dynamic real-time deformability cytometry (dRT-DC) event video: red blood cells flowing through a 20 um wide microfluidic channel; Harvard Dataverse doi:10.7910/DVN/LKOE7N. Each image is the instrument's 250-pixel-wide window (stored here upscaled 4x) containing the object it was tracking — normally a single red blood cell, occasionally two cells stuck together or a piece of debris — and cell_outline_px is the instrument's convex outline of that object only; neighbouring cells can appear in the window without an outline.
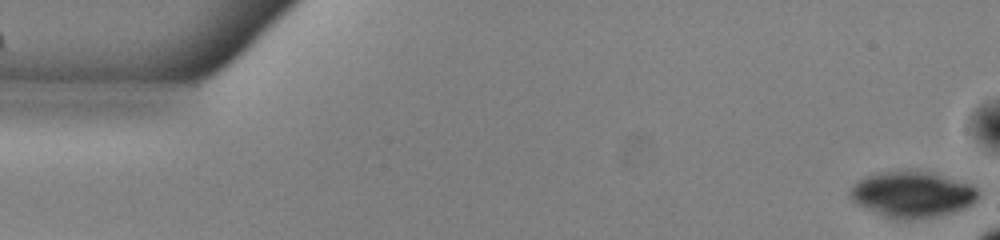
{"species": "common noctule bat (a hibernating species)", "species_latin": "Nyctalus noctula", "temperature_condition": "warm", "stored_images_in_passage": 19, "camera_frame_rate_fps": 3000, "um_per_image_px": 0.085, "animal": {"sex": "male", "body_mass_g": 13.0, "forearm_length_mm": 53.1}, "frame": {"image": 1, "passage_image": 1, "time_ms": 0.0, "image_size_px": [1000, 240], "cell_outline_px": [[972, 196], [968, 200], [956, 204], [940, 208], [916, 212], [892, 208], [868, 200], [860, 196], [860, 188], [864, 184], [876, 180], [932, 180], [964, 188], [972, 192]], "centroid_in_image_um": [77.7, 16.52], "position_along_channel_um": 7.3, "area_um2": 19.19}}
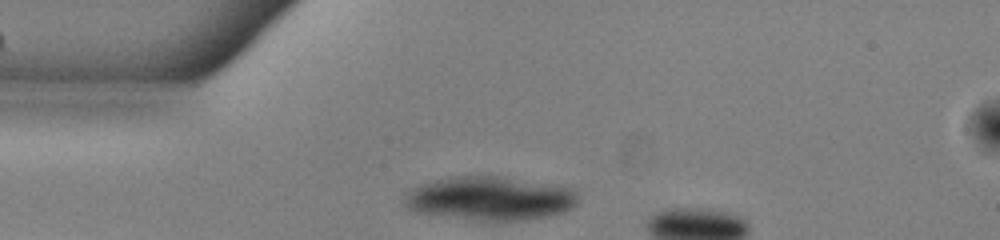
{"frame": {"image": 2, "passage_image": 13, "time_ms": 4.0, "image_size_px": [1000, 240], "cell_outline_px": [[564, 200], [560, 204], [552, 208], [520, 212], [496, 212], [428, 204], [420, 196], [428, 192], [444, 188], [496, 188], [560, 196]], "centroid_in_image_um": [41.79, 16.97], "position_along_channel_um": 43.2, "area_um2": 18.5}}
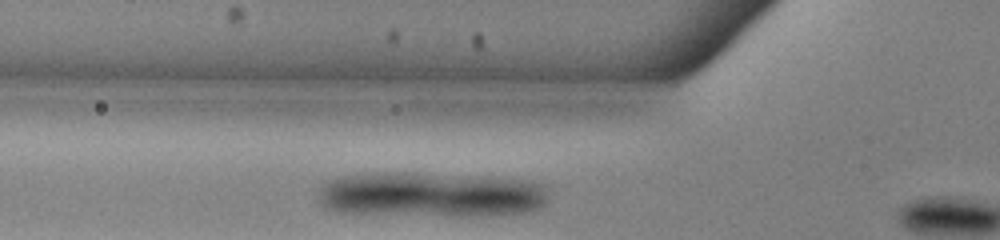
{"frame": {"image": 3, "passage_image": 18, "time_ms": 5.667, "image_size_px": [1000, 240], "cell_outline_px": [[528, 200], [516, 204], [460, 204], [348, 200], [340, 196], [348, 188], [420, 188], [516, 192], [524, 196]], "centroid_in_image_um": [36.84, 16.66], "position_along_channel_um": 89.0, "area_um2": 17.34}}